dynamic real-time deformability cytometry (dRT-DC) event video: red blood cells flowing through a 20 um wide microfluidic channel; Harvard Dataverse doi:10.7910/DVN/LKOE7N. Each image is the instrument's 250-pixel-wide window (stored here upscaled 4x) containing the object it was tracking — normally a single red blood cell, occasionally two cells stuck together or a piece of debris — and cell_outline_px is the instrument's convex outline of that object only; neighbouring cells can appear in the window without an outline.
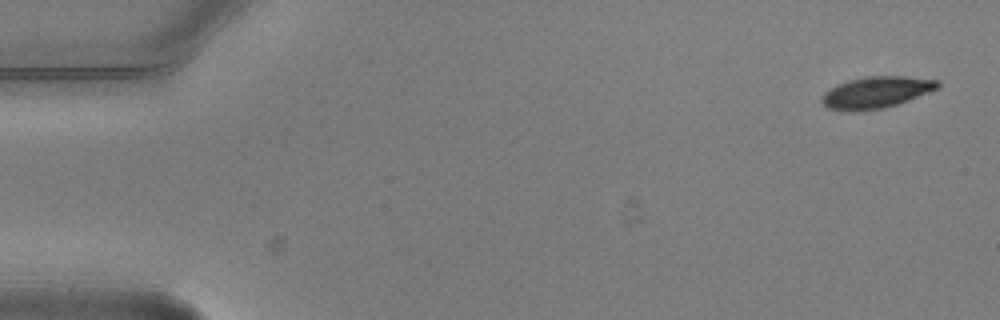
{"species": "common noctule bat (a hibernating species)", "species_latin": "Nyctalus noctula", "temperature_condition": "warm", "stored_images_in_passage": 5, "camera_frame_rate_fps": 3000, "um_per_image_px": 0.085, "animal": {"sex": "male", "body_mass_g": 20.5, "forearm_length_mm": 52.5}, "frame": {"image": 1, "passage_image": 1, "time_ms": 0.0, "image_size_px": [1000, 320], "cell_outline_px": [[940, 84], [936, 88], [928, 92], [908, 100], [884, 108], [852, 112], [824, 108], [820, 100], [824, 92], [848, 80], [868, 76], [904, 76], [940, 80]], "centroid_in_image_um": [74.43, 7.86], "position_along_channel_um": 10.6, "area_um2": 21.27}}
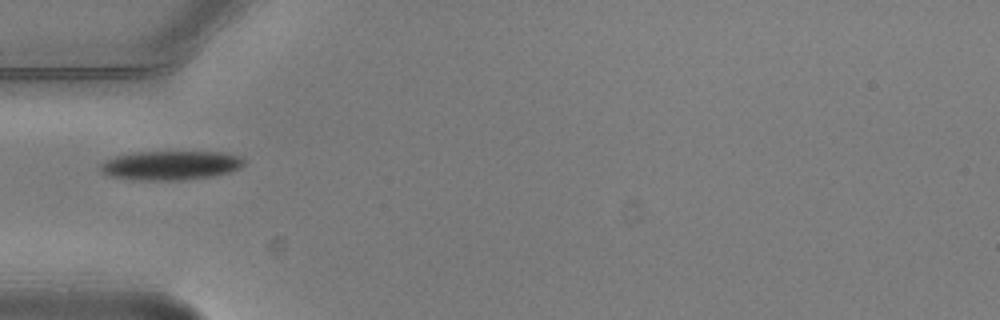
{"frame": {"image": 2, "passage_image": 5, "time_ms": 1.333, "image_size_px": [1000, 320], "cell_outline_px": [[244, 164], [240, 168], [232, 172], [212, 176], [184, 180], [132, 180], [108, 176], [100, 172], [100, 164], [104, 160], [116, 156], [132, 152], [220, 152], [240, 156], [244, 160]], "centroid_in_image_um": [14.47, 14.06], "position_along_channel_um": 70.5, "area_um2": 24.68}}